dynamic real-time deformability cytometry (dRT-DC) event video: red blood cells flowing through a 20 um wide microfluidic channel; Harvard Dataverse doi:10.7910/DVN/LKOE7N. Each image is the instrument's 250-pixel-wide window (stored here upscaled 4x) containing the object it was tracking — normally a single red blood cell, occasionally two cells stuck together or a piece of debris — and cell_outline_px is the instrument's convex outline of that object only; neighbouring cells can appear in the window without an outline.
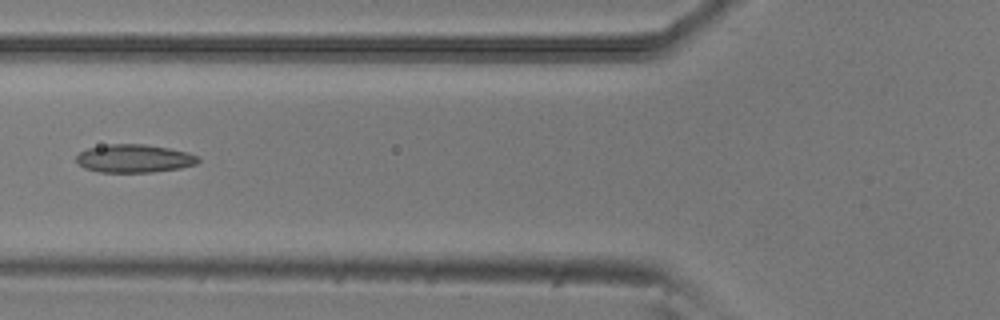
{"species": "common noctule bat (a hibernating species)", "species_latin": "Nyctalus noctula", "temperature_condition": "room temperature", "stored_images_in_passage": 5, "camera_frame_rate_fps": 3000, "um_per_image_px": 0.085, "animal": {"sex": "male", "body_mass_g": 20.5, "forearm_length_mm": 52.5}, "frame": {"image": 1, "passage_image": 5, "time_ms": 1.333, "image_size_px": [1000, 320], "cell_outline_px": [[200, 160], [196, 164], [180, 168], [152, 172], [100, 172], [84, 168], [76, 164], [76, 156], [80, 152], [88, 148], [108, 144], [144, 144], [168, 148], [188, 152], [200, 156]], "centroid_in_image_um": [11.4, 13.47], "position_along_channel_um": 114.4, "area_um2": 20.11}}